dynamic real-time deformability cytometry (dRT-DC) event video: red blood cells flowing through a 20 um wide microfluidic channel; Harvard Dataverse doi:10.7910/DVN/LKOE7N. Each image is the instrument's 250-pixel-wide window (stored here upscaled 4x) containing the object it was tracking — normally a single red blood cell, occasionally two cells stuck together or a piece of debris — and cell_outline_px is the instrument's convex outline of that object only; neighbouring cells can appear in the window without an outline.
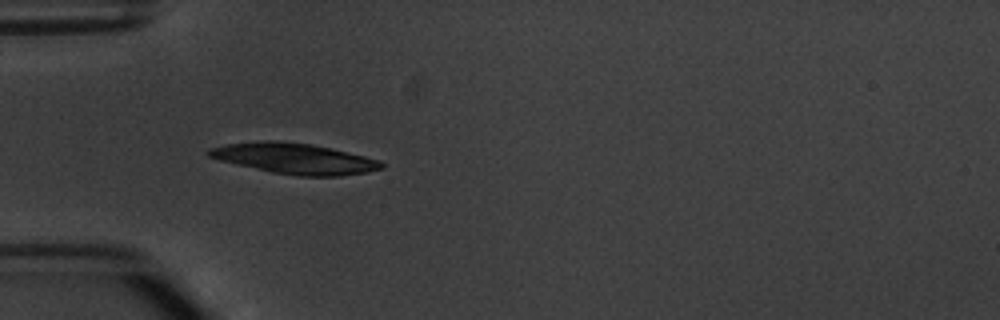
{"species": "common noctule bat (a hibernating species)", "species_latin": "Nyctalus noctula", "temperature_condition": "warm", "stored_images_in_passage": 4, "camera_frame_rate_fps": 3000, "um_per_image_px": 0.085, "animal": {"sex": "male", "body_mass_g": 20.1, "forearm_length_mm": 53.5}, "frame": {"image": 1, "passage_image": 3, "time_ms": 2.667, "image_size_px": [1000, 320], "cell_outline_px": [[384, 168], [364, 172], [340, 176], [296, 176], [272, 172], [236, 164], [220, 160], [208, 156], [204, 152], [208, 148], [228, 144], [264, 140], [272, 140], [312, 144], [364, 156], [380, 160], [384, 164]], "centroid_in_image_um": [25.0, 13.47], "position_along_channel_um": 60.0, "area_um2": 30.63}}